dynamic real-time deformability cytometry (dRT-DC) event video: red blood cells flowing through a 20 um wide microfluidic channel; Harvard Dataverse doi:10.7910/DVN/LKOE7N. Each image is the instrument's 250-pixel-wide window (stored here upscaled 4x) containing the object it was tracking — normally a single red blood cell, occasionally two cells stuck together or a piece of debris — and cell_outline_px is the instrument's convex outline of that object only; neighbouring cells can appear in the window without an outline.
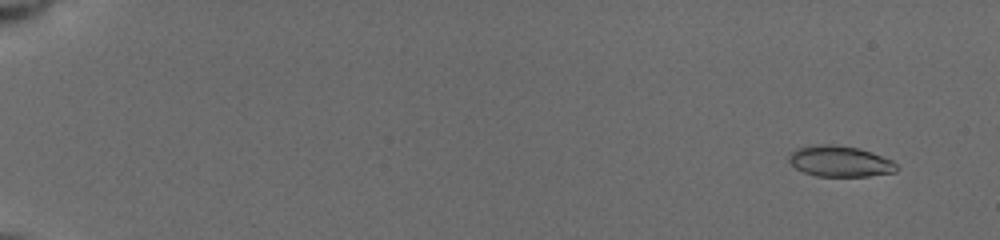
{"species": "common noctule bat (a hibernating species)", "species_latin": "Nyctalus noctula", "temperature_condition": "cold", "stored_images_in_passage": 63, "camera_frame_rate_fps": 3000, "um_per_image_px": 0.085, "animal": {"sex": "female", "body_mass_g": 19.5, "forearm_length_mm": 54.1}, "frame": {"image": 1, "passage_image": 5, "time_ms": 1.0, "image_size_px": [1000, 240], "cell_outline_px": [[900, 168], [896, 172], [868, 176], [816, 176], [804, 172], [796, 168], [788, 160], [788, 156], [796, 148], [820, 144], [832, 144], [860, 148], [872, 152], [892, 160]], "centroid_in_image_um": [71.42, 13.71], "position_along_channel_um": 13.6, "area_um2": 19.48}}
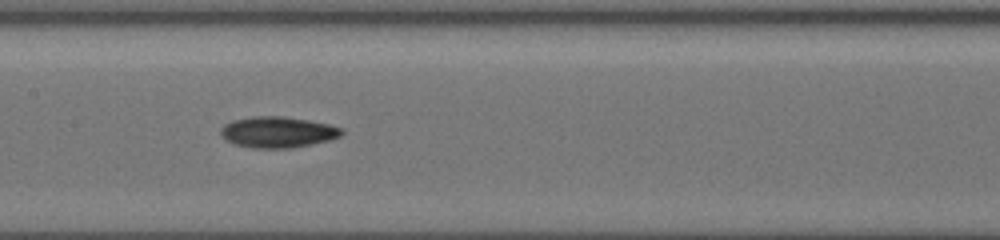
{"frame": {"image": 2, "passage_image": 29, "time_ms": 9.667, "image_size_px": [1000, 240], "cell_outline_px": [[344, 132], [340, 136], [328, 140], [292, 148], [252, 148], [232, 144], [224, 140], [220, 136], [220, 128], [224, 124], [232, 120], [252, 116], [284, 116], [308, 120], [328, 124], [340, 128]], "centroid_in_image_um": [23.52, 11.23], "position_along_channel_um": 183.9, "area_um2": 22.02}}
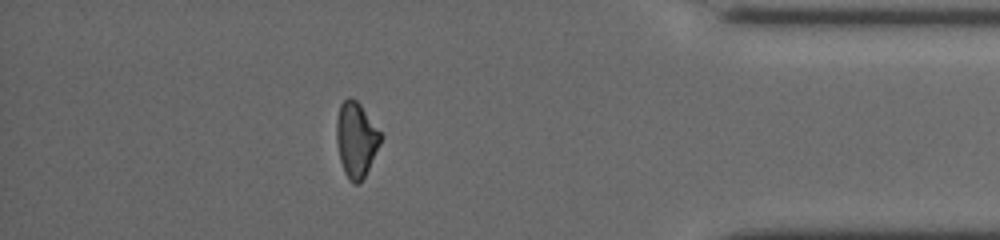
{"frame": {"image": 3, "passage_image": 55, "time_ms": 16.0, "image_size_px": [1000, 240], "cell_outline_px": [[384, 136], [364, 176], [356, 184], [348, 180], [344, 172], [340, 160], [336, 140], [336, 120], [340, 104], [348, 96], [356, 100], [360, 104]], "centroid_in_image_um": [30.26, 11.83], "position_along_channel_um": 404.9, "area_um2": 19.25}, "authors_computed_cell_mechanics": {"area_um2": 19.7676, "velocity_mm_per_s": 3.9516, "shape_relaxation_time_tau1_ms": 4.305, "shape_relaxation_time_tau2_ms": null, "deformation_change_tau1": 0.127, "deformation_change_tau2": null}}